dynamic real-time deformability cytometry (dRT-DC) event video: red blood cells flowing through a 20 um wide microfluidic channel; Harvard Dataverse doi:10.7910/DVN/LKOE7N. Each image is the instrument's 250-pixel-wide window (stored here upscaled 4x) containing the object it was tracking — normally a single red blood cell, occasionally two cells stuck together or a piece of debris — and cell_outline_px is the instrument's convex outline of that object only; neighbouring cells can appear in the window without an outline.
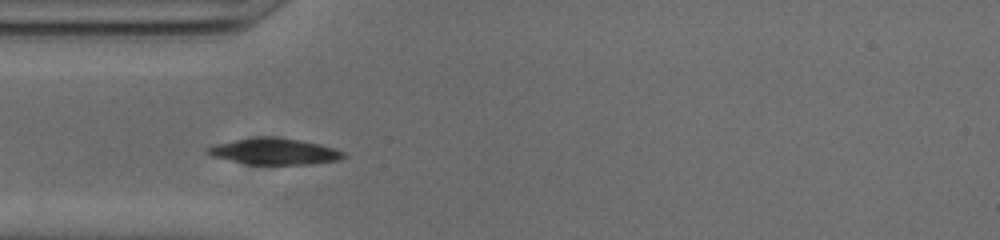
{"species": "common noctule bat (a hibernating species)", "species_latin": "Nyctalus noctula", "temperature_condition": "cold", "stored_images_in_passage": 43, "camera_frame_rate_fps": 3000, "um_per_image_px": 0.085, "animal": {"sex": "male", "body_mass_g": 20.0, "forearm_length_mm": 53.3}, "frame": {"image": 1, "passage_image": 5, "time_ms": 1.333, "image_size_px": [1000, 240], "cell_outline_px": [[344, 156], [340, 160], [308, 164], [252, 164], [212, 156], [208, 152], [208, 148], [216, 144], [232, 140], [256, 136], [264, 136], [300, 140], [320, 144], [344, 152]], "centroid_in_image_um": [23.34, 12.86], "position_along_channel_um": 61.7, "area_um2": 20.35}}
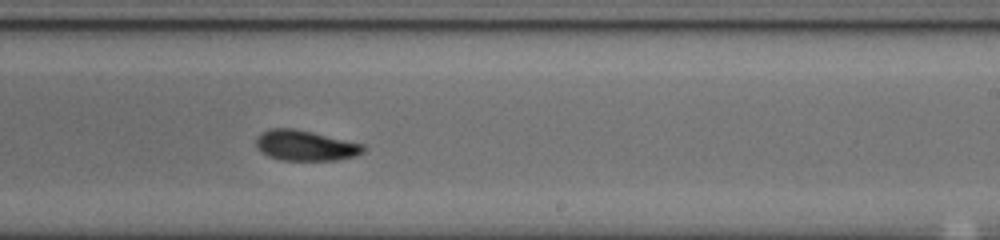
{"frame": {"image": 2, "passage_image": 21, "time_ms": 6.667, "image_size_px": [1000, 240], "cell_outline_px": [[364, 152], [356, 156], [336, 160], [280, 160], [268, 156], [260, 152], [256, 148], [256, 136], [260, 132], [268, 128], [292, 128], [312, 132], [364, 144]], "centroid_in_image_um": [25.91, 12.37], "position_along_channel_um": 263.1, "area_um2": 19.19}}
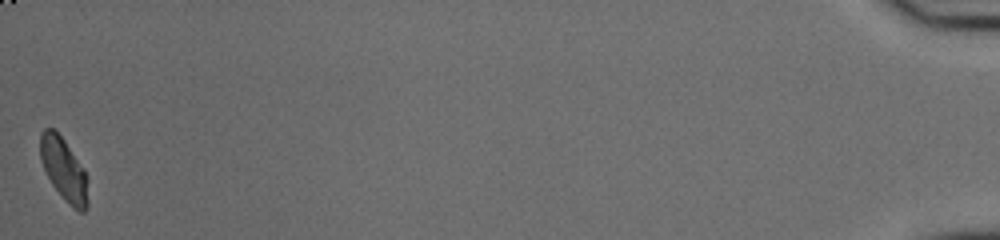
{"frame": {"image": 3, "passage_image": 43, "time_ms": 14.0, "image_size_px": [1000, 240], "cell_outline_px": [[88, 208], [84, 212], [80, 212], [72, 208], [68, 204], [52, 184], [40, 160], [40, 132], [44, 128], [52, 128], [64, 140], [84, 172], [88, 180]], "centroid_in_image_um": [5.43, 14.45], "position_along_channel_um": 429.8, "area_um2": 17.22}, "authors_computed_cell_mechanics": {"area_um2": 19.1896, "velocity_mm_per_s": 3.7777, "shape_relaxation_time_tau1_ms": 4.0515, "shape_relaxation_time_tau2_ms": 4.4923, "deformation_change_tau1": 0.1146, "deformation_change_tau2": 0.0899}}